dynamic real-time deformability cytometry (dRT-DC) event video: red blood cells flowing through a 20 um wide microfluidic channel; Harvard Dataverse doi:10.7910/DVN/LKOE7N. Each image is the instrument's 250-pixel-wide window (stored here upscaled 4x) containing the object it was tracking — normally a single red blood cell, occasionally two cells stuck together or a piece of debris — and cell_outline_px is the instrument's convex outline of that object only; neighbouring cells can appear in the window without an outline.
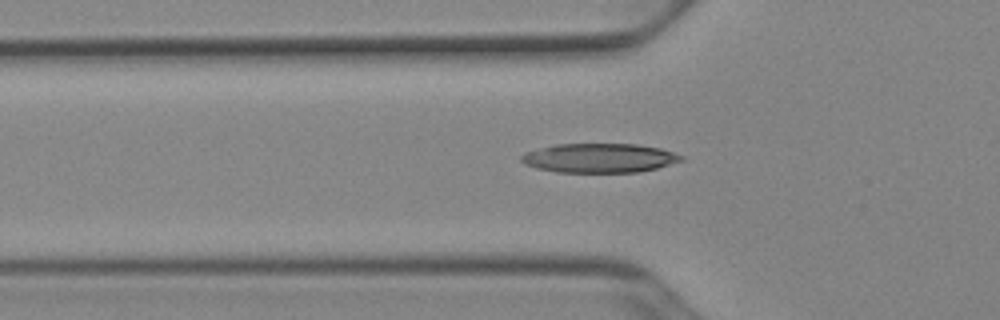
{"species": "Egyptian fruit bat (a non-hibernating species)", "species_latin": "Rousettus aegyptiacus", "temperature_condition": "cold", "stored_images_in_passage": 46, "camera_frame_rate_fps": 3000, "um_per_image_px": 0.085, "animal": {"sex": "female"}, "frame": {"image": 1, "passage_image": 15, "time_ms": 4.667, "image_size_px": [1000, 320], "cell_outline_px": [[684, 160], [656, 168], [640, 172], [556, 172], [536, 168], [524, 164], [520, 160], [520, 156], [524, 152], [556, 144], [636, 144], [660, 148], [684, 156]], "centroid_in_image_um": [50.92, 13.43], "position_along_channel_um": 74.9, "area_um2": 27.28}}
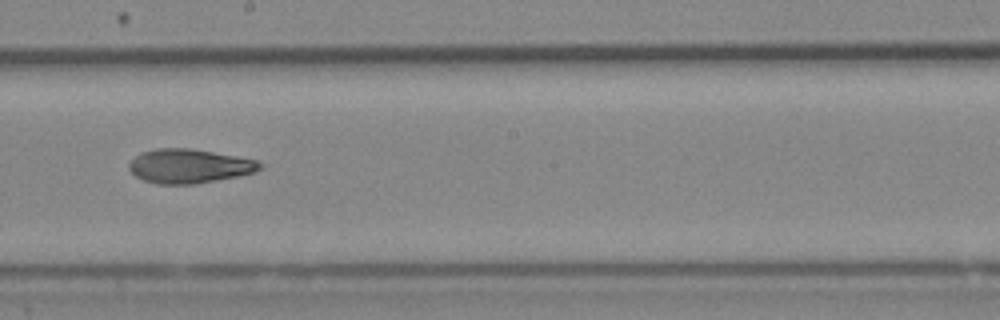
{"frame": {"image": 2, "passage_image": 27, "time_ms": 8.667, "image_size_px": [1000, 320], "cell_outline_px": [[264, 168], [256, 172], [240, 176], [196, 184], [156, 184], [144, 180], [136, 176], [128, 168], [128, 164], [136, 156], [144, 152], [156, 148], [188, 148], [236, 156], [256, 160], [264, 164]], "centroid_in_image_um": [16.13, 14.13], "position_along_channel_um": 232.1, "area_um2": 26.07}}
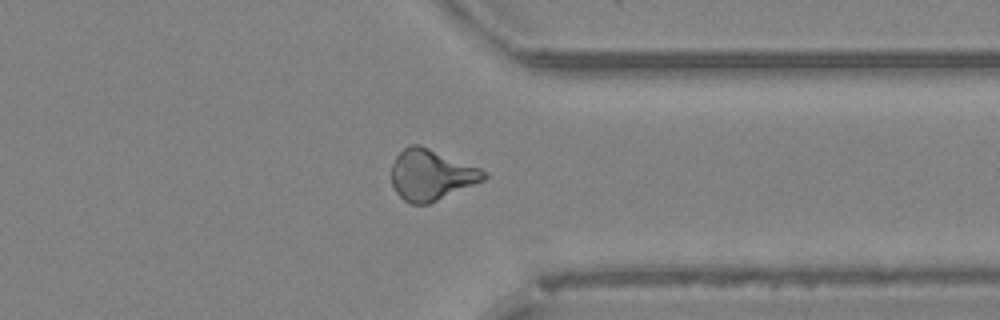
{"frame": {"image": 3, "passage_image": 38, "time_ms": 12.333, "image_size_px": [1000, 320], "cell_outline_px": [[488, 176], [484, 180], [428, 204], [412, 204], [404, 200], [396, 192], [392, 184], [392, 164], [396, 156], [408, 144], [420, 144], [480, 168], [488, 172]], "centroid_in_image_um": [36.65, 14.85], "position_along_channel_um": 374.8, "area_um2": 27.28}}